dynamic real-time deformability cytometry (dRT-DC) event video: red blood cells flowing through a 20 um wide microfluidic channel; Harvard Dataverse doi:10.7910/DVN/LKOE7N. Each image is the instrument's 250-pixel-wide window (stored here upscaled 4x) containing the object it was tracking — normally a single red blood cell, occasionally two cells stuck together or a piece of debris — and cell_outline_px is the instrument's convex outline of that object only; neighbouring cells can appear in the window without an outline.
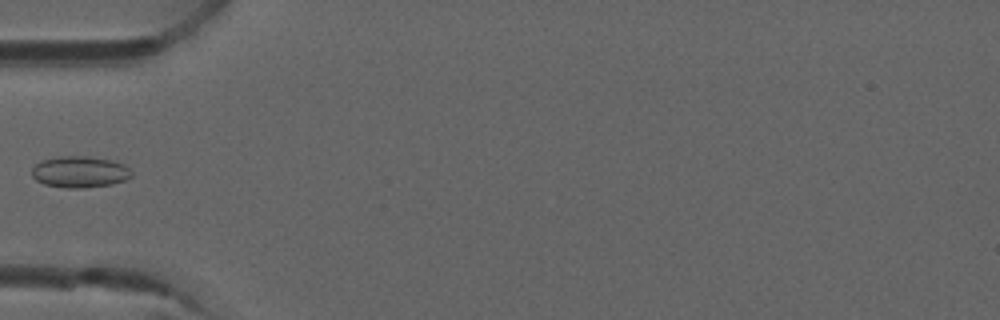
{"species": "common noctule bat (a hibernating species)", "species_latin": "Nyctalus noctula", "temperature_condition": "room temperature", "stored_images_in_passage": 4, "camera_frame_rate_fps": 3000, "um_per_image_px": 0.085, "animal": {"sex": "male", "forearm_length_mm": 52.5}, "frame": {"image": 1, "passage_image": 4, "time_ms": 1.0, "image_size_px": [1000, 320], "cell_outline_px": [[132, 176], [124, 180], [112, 184], [84, 188], [68, 188], [44, 184], [36, 180], [32, 176], [32, 168], [36, 164], [44, 160], [60, 156], [88, 156], [112, 160], [124, 164], [132, 172]], "centroid_in_image_um": [6.79, 14.61], "position_along_channel_um": 78.2, "area_um2": 18.21}}